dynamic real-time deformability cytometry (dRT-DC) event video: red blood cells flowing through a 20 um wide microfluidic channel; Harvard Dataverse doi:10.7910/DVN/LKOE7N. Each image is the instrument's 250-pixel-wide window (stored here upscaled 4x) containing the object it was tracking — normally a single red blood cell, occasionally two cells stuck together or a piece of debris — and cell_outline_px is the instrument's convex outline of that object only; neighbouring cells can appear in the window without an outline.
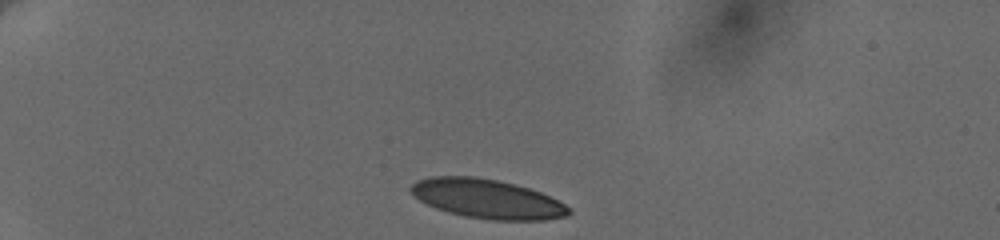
{"species": "human", "species_latin": "Homo sapiens", "temperature_condition": "cold", "stored_images_in_passage": 6, "camera_frame_rate_fps": 3000, "um_per_image_px": 0.085, "donor": {"sex": "female"}, "frame": {"image": 1, "passage_image": 1, "time_ms": 0.0, "image_size_px": [1000, 240], "cell_outline_px": [[572, 212], [568, 216], [544, 220], [492, 220], [464, 216], [448, 212], [436, 208], [420, 200], [408, 188], [416, 180], [428, 176], [476, 176], [516, 184], [540, 192], [572, 208]], "centroid_in_image_um": [41.41, 16.9], "position_along_channel_um": 43.6, "area_um2": 36.13}}
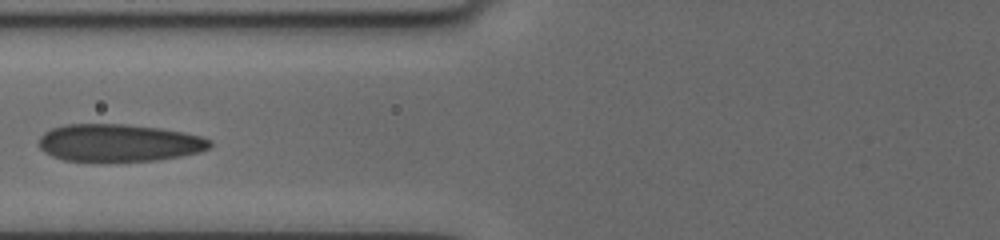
{"frame": {"image": 2, "passage_image": 4, "time_ms": 3.667, "image_size_px": [1000, 240], "cell_outline_px": [[212, 144], [208, 148], [200, 152], [180, 156], [156, 160], [64, 160], [52, 156], [44, 152], [40, 148], [40, 136], [44, 132], [52, 128], [68, 124], [124, 124], [160, 128], [184, 132], [200, 136], [212, 140]], "centroid_in_image_um": [10.12, 12.12], "position_along_channel_um": 115.7, "area_um2": 36.93}}
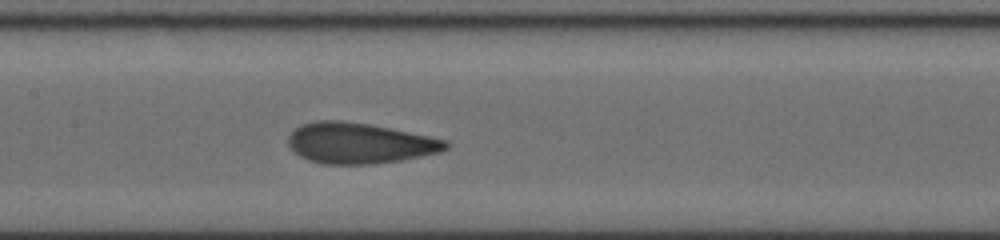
{"frame": {"image": 3, "passage_image": 6, "time_ms": 5.333, "image_size_px": [1000, 240], "cell_outline_px": [[452, 144], [448, 148], [440, 152], [400, 160], [376, 164], [324, 164], [308, 160], [300, 156], [288, 144], [288, 136], [296, 128], [304, 124], [320, 120], [340, 120], [368, 124], [448, 140]], "centroid_in_image_um": [30.58, 12.18], "position_along_channel_um": 176.8, "area_um2": 37.11}}